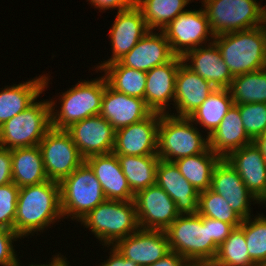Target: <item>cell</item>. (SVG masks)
Returning a JSON list of instances; mask_svg holds the SVG:
<instances>
[{
  "instance_id": "6da1fadb",
  "label": "cell",
  "mask_w": 266,
  "mask_h": 266,
  "mask_svg": "<svg viewBox=\"0 0 266 266\" xmlns=\"http://www.w3.org/2000/svg\"><path fill=\"white\" fill-rule=\"evenodd\" d=\"M61 218L59 182L47 180L19 189L14 232L20 239L38 231L43 232Z\"/></svg>"
},
{
  "instance_id": "7a4b0ae2",
  "label": "cell",
  "mask_w": 266,
  "mask_h": 266,
  "mask_svg": "<svg viewBox=\"0 0 266 266\" xmlns=\"http://www.w3.org/2000/svg\"><path fill=\"white\" fill-rule=\"evenodd\" d=\"M213 42L233 76L265 68L266 24L216 35Z\"/></svg>"
},
{
  "instance_id": "3957f363",
  "label": "cell",
  "mask_w": 266,
  "mask_h": 266,
  "mask_svg": "<svg viewBox=\"0 0 266 266\" xmlns=\"http://www.w3.org/2000/svg\"><path fill=\"white\" fill-rule=\"evenodd\" d=\"M79 222L95 235L102 245L114 246L119 240L136 232L140 226L134 200H105Z\"/></svg>"
},
{
  "instance_id": "277c9868",
  "label": "cell",
  "mask_w": 266,
  "mask_h": 266,
  "mask_svg": "<svg viewBox=\"0 0 266 266\" xmlns=\"http://www.w3.org/2000/svg\"><path fill=\"white\" fill-rule=\"evenodd\" d=\"M100 78L91 81L84 80V82L78 81L79 83L75 87L70 88L62 95L60 94L59 100L62 103L60 110H55L56 102L49 100L52 128L66 130L78 121L100 115L102 97L106 87L105 76Z\"/></svg>"
},
{
  "instance_id": "5b68a950",
  "label": "cell",
  "mask_w": 266,
  "mask_h": 266,
  "mask_svg": "<svg viewBox=\"0 0 266 266\" xmlns=\"http://www.w3.org/2000/svg\"><path fill=\"white\" fill-rule=\"evenodd\" d=\"M161 114L158 128L157 156L165 161L175 160L204 153L209 148L206 138L193 126L188 117Z\"/></svg>"
},
{
  "instance_id": "8992f818",
  "label": "cell",
  "mask_w": 266,
  "mask_h": 266,
  "mask_svg": "<svg viewBox=\"0 0 266 266\" xmlns=\"http://www.w3.org/2000/svg\"><path fill=\"white\" fill-rule=\"evenodd\" d=\"M213 34H225L266 24V5L256 0H202Z\"/></svg>"
},
{
  "instance_id": "52a82bcc",
  "label": "cell",
  "mask_w": 266,
  "mask_h": 266,
  "mask_svg": "<svg viewBox=\"0 0 266 266\" xmlns=\"http://www.w3.org/2000/svg\"><path fill=\"white\" fill-rule=\"evenodd\" d=\"M60 197L63 217L72 216L78 222L106 200L100 182L85 161L60 182Z\"/></svg>"
},
{
  "instance_id": "ba28073f",
  "label": "cell",
  "mask_w": 266,
  "mask_h": 266,
  "mask_svg": "<svg viewBox=\"0 0 266 266\" xmlns=\"http://www.w3.org/2000/svg\"><path fill=\"white\" fill-rule=\"evenodd\" d=\"M51 126L50 101L37 99L0 126V147L14 149L39 145Z\"/></svg>"
},
{
  "instance_id": "9c48e42d",
  "label": "cell",
  "mask_w": 266,
  "mask_h": 266,
  "mask_svg": "<svg viewBox=\"0 0 266 266\" xmlns=\"http://www.w3.org/2000/svg\"><path fill=\"white\" fill-rule=\"evenodd\" d=\"M171 251L186 258L215 259L218 246L210 239L209 225L199 214L179 215L165 230Z\"/></svg>"
},
{
  "instance_id": "30bf717a",
  "label": "cell",
  "mask_w": 266,
  "mask_h": 266,
  "mask_svg": "<svg viewBox=\"0 0 266 266\" xmlns=\"http://www.w3.org/2000/svg\"><path fill=\"white\" fill-rule=\"evenodd\" d=\"M38 146L46 175L52 181L60 183L85 161L66 130L51 128Z\"/></svg>"
},
{
  "instance_id": "8fae6325",
  "label": "cell",
  "mask_w": 266,
  "mask_h": 266,
  "mask_svg": "<svg viewBox=\"0 0 266 266\" xmlns=\"http://www.w3.org/2000/svg\"><path fill=\"white\" fill-rule=\"evenodd\" d=\"M162 32L166 36L175 56L183 57L197 47L213 42V34L204 9L186 10L173 19ZM209 36V37H208ZM210 38V39H208Z\"/></svg>"
},
{
  "instance_id": "7c38bea8",
  "label": "cell",
  "mask_w": 266,
  "mask_h": 266,
  "mask_svg": "<svg viewBox=\"0 0 266 266\" xmlns=\"http://www.w3.org/2000/svg\"><path fill=\"white\" fill-rule=\"evenodd\" d=\"M134 202L142 229L165 231L180 215L173 199L157 184L138 191Z\"/></svg>"
},
{
  "instance_id": "4fadbf2b",
  "label": "cell",
  "mask_w": 266,
  "mask_h": 266,
  "mask_svg": "<svg viewBox=\"0 0 266 266\" xmlns=\"http://www.w3.org/2000/svg\"><path fill=\"white\" fill-rule=\"evenodd\" d=\"M161 114L152 112L147 118L115 132L113 153L116 155H157L158 128Z\"/></svg>"
},
{
  "instance_id": "5bb4252c",
  "label": "cell",
  "mask_w": 266,
  "mask_h": 266,
  "mask_svg": "<svg viewBox=\"0 0 266 266\" xmlns=\"http://www.w3.org/2000/svg\"><path fill=\"white\" fill-rule=\"evenodd\" d=\"M66 131L84 159L113 151L116 130L100 115L78 121Z\"/></svg>"
},
{
  "instance_id": "9a60e30c",
  "label": "cell",
  "mask_w": 266,
  "mask_h": 266,
  "mask_svg": "<svg viewBox=\"0 0 266 266\" xmlns=\"http://www.w3.org/2000/svg\"><path fill=\"white\" fill-rule=\"evenodd\" d=\"M114 247L139 266H150L171 251L164 230L142 228L119 240Z\"/></svg>"
},
{
  "instance_id": "2e32d148",
  "label": "cell",
  "mask_w": 266,
  "mask_h": 266,
  "mask_svg": "<svg viewBox=\"0 0 266 266\" xmlns=\"http://www.w3.org/2000/svg\"><path fill=\"white\" fill-rule=\"evenodd\" d=\"M141 10L136 6L118 11L110 29L112 56L97 66L101 70L105 65L116 62L130 52L140 39L149 32Z\"/></svg>"
},
{
  "instance_id": "e0dca14e",
  "label": "cell",
  "mask_w": 266,
  "mask_h": 266,
  "mask_svg": "<svg viewBox=\"0 0 266 266\" xmlns=\"http://www.w3.org/2000/svg\"><path fill=\"white\" fill-rule=\"evenodd\" d=\"M211 190L221 195L243 220L252 216L249 206L251 201L260 204L225 158L219 161L213 171Z\"/></svg>"
},
{
  "instance_id": "ac0fdd59",
  "label": "cell",
  "mask_w": 266,
  "mask_h": 266,
  "mask_svg": "<svg viewBox=\"0 0 266 266\" xmlns=\"http://www.w3.org/2000/svg\"><path fill=\"white\" fill-rule=\"evenodd\" d=\"M241 177L252 195L266 202V160L254 141L231 152L225 158Z\"/></svg>"
},
{
  "instance_id": "d6986e66",
  "label": "cell",
  "mask_w": 266,
  "mask_h": 266,
  "mask_svg": "<svg viewBox=\"0 0 266 266\" xmlns=\"http://www.w3.org/2000/svg\"><path fill=\"white\" fill-rule=\"evenodd\" d=\"M182 62V57L174 56L169 62L146 72L144 100L152 112L169 114L166 109L169 110V102H174L176 75Z\"/></svg>"
},
{
  "instance_id": "ffe728a7",
  "label": "cell",
  "mask_w": 266,
  "mask_h": 266,
  "mask_svg": "<svg viewBox=\"0 0 266 266\" xmlns=\"http://www.w3.org/2000/svg\"><path fill=\"white\" fill-rule=\"evenodd\" d=\"M151 113L144 99L118 92L106 81L100 116L105 118L115 130L141 121Z\"/></svg>"
},
{
  "instance_id": "44dd1931",
  "label": "cell",
  "mask_w": 266,
  "mask_h": 266,
  "mask_svg": "<svg viewBox=\"0 0 266 266\" xmlns=\"http://www.w3.org/2000/svg\"><path fill=\"white\" fill-rule=\"evenodd\" d=\"M156 184L173 199L180 215L198 214L199 192L186 180L174 162L159 160Z\"/></svg>"
},
{
  "instance_id": "7402d4cb",
  "label": "cell",
  "mask_w": 266,
  "mask_h": 266,
  "mask_svg": "<svg viewBox=\"0 0 266 266\" xmlns=\"http://www.w3.org/2000/svg\"><path fill=\"white\" fill-rule=\"evenodd\" d=\"M182 60L188 68L209 81L216 89H228L230 87L234 76L223 61L214 42H208L206 47L200 46L187 52Z\"/></svg>"
},
{
  "instance_id": "603a6c76",
  "label": "cell",
  "mask_w": 266,
  "mask_h": 266,
  "mask_svg": "<svg viewBox=\"0 0 266 266\" xmlns=\"http://www.w3.org/2000/svg\"><path fill=\"white\" fill-rule=\"evenodd\" d=\"M101 184L107 200L132 201V192L115 153L93 155L85 159Z\"/></svg>"
},
{
  "instance_id": "cb8c5ba5",
  "label": "cell",
  "mask_w": 266,
  "mask_h": 266,
  "mask_svg": "<svg viewBox=\"0 0 266 266\" xmlns=\"http://www.w3.org/2000/svg\"><path fill=\"white\" fill-rule=\"evenodd\" d=\"M215 89L182 62L176 75L174 104L177 114L171 115L189 117Z\"/></svg>"
},
{
  "instance_id": "d4e9b609",
  "label": "cell",
  "mask_w": 266,
  "mask_h": 266,
  "mask_svg": "<svg viewBox=\"0 0 266 266\" xmlns=\"http://www.w3.org/2000/svg\"><path fill=\"white\" fill-rule=\"evenodd\" d=\"M150 30L135 47L125 54L118 62L121 65L148 72L155 66L169 62L175 55L162 31L153 33Z\"/></svg>"
},
{
  "instance_id": "484cf974",
  "label": "cell",
  "mask_w": 266,
  "mask_h": 266,
  "mask_svg": "<svg viewBox=\"0 0 266 266\" xmlns=\"http://www.w3.org/2000/svg\"><path fill=\"white\" fill-rule=\"evenodd\" d=\"M49 80L47 75L39 76L0 91V126L28 108L45 91Z\"/></svg>"
},
{
  "instance_id": "4316f807",
  "label": "cell",
  "mask_w": 266,
  "mask_h": 266,
  "mask_svg": "<svg viewBox=\"0 0 266 266\" xmlns=\"http://www.w3.org/2000/svg\"><path fill=\"white\" fill-rule=\"evenodd\" d=\"M208 138L209 149L221 158L253 142L244 130L239 109L235 105Z\"/></svg>"
},
{
  "instance_id": "83f0119b",
  "label": "cell",
  "mask_w": 266,
  "mask_h": 266,
  "mask_svg": "<svg viewBox=\"0 0 266 266\" xmlns=\"http://www.w3.org/2000/svg\"><path fill=\"white\" fill-rule=\"evenodd\" d=\"M11 159L12 181L19 188L49 180L38 145L11 149Z\"/></svg>"
},
{
  "instance_id": "f1b7e54d",
  "label": "cell",
  "mask_w": 266,
  "mask_h": 266,
  "mask_svg": "<svg viewBox=\"0 0 266 266\" xmlns=\"http://www.w3.org/2000/svg\"><path fill=\"white\" fill-rule=\"evenodd\" d=\"M221 159L208 148L204 153L182 157L174 163L186 180L201 192L211 189L213 171Z\"/></svg>"
},
{
  "instance_id": "f546056e",
  "label": "cell",
  "mask_w": 266,
  "mask_h": 266,
  "mask_svg": "<svg viewBox=\"0 0 266 266\" xmlns=\"http://www.w3.org/2000/svg\"><path fill=\"white\" fill-rule=\"evenodd\" d=\"M117 157L134 194L156 184L157 167L160 160L157 155H117Z\"/></svg>"
},
{
  "instance_id": "4dcf8cb0",
  "label": "cell",
  "mask_w": 266,
  "mask_h": 266,
  "mask_svg": "<svg viewBox=\"0 0 266 266\" xmlns=\"http://www.w3.org/2000/svg\"><path fill=\"white\" fill-rule=\"evenodd\" d=\"M233 105L229 89H215L188 118L208 130L209 137Z\"/></svg>"
},
{
  "instance_id": "1f68e13d",
  "label": "cell",
  "mask_w": 266,
  "mask_h": 266,
  "mask_svg": "<svg viewBox=\"0 0 266 266\" xmlns=\"http://www.w3.org/2000/svg\"><path fill=\"white\" fill-rule=\"evenodd\" d=\"M107 84L114 90L131 97L144 99L147 75L145 71L121 65L118 61L105 65Z\"/></svg>"
},
{
  "instance_id": "d6a6232c",
  "label": "cell",
  "mask_w": 266,
  "mask_h": 266,
  "mask_svg": "<svg viewBox=\"0 0 266 266\" xmlns=\"http://www.w3.org/2000/svg\"><path fill=\"white\" fill-rule=\"evenodd\" d=\"M190 0H135L149 30L162 31L173 19L185 12Z\"/></svg>"
},
{
  "instance_id": "836d02e7",
  "label": "cell",
  "mask_w": 266,
  "mask_h": 266,
  "mask_svg": "<svg viewBox=\"0 0 266 266\" xmlns=\"http://www.w3.org/2000/svg\"><path fill=\"white\" fill-rule=\"evenodd\" d=\"M228 89L234 105L266 103V69L234 76Z\"/></svg>"
},
{
  "instance_id": "e575fe53",
  "label": "cell",
  "mask_w": 266,
  "mask_h": 266,
  "mask_svg": "<svg viewBox=\"0 0 266 266\" xmlns=\"http://www.w3.org/2000/svg\"><path fill=\"white\" fill-rule=\"evenodd\" d=\"M215 262L218 266H257L249 257L244 231L234 228L218 247Z\"/></svg>"
},
{
  "instance_id": "d590c367",
  "label": "cell",
  "mask_w": 266,
  "mask_h": 266,
  "mask_svg": "<svg viewBox=\"0 0 266 266\" xmlns=\"http://www.w3.org/2000/svg\"><path fill=\"white\" fill-rule=\"evenodd\" d=\"M198 214L229 223L234 228L239 227L243 221L225 199L211 189L199 192Z\"/></svg>"
},
{
  "instance_id": "8d00e7d4",
  "label": "cell",
  "mask_w": 266,
  "mask_h": 266,
  "mask_svg": "<svg viewBox=\"0 0 266 266\" xmlns=\"http://www.w3.org/2000/svg\"><path fill=\"white\" fill-rule=\"evenodd\" d=\"M258 215L253 220L246 218L239 227L244 231L250 259L262 266L266 261V216Z\"/></svg>"
},
{
  "instance_id": "74e56055",
  "label": "cell",
  "mask_w": 266,
  "mask_h": 266,
  "mask_svg": "<svg viewBox=\"0 0 266 266\" xmlns=\"http://www.w3.org/2000/svg\"><path fill=\"white\" fill-rule=\"evenodd\" d=\"M240 112L245 132L255 141L266 131V103L235 105Z\"/></svg>"
},
{
  "instance_id": "f35d334b",
  "label": "cell",
  "mask_w": 266,
  "mask_h": 266,
  "mask_svg": "<svg viewBox=\"0 0 266 266\" xmlns=\"http://www.w3.org/2000/svg\"><path fill=\"white\" fill-rule=\"evenodd\" d=\"M19 187L13 182L0 186V227L14 231Z\"/></svg>"
},
{
  "instance_id": "ab89813d",
  "label": "cell",
  "mask_w": 266,
  "mask_h": 266,
  "mask_svg": "<svg viewBox=\"0 0 266 266\" xmlns=\"http://www.w3.org/2000/svg\"><path fill=\"white\" fill-rule=\"evenodd\" d=\"M20 238L14 231L0 227V265L14 266L18 258L12 243Z\"/></svg>"
},
{
  "instance_id": "60d3db41",
  "label": "cell",
  "mask_w": 266,
  "mask_h": 266,
  "mask_svg": "<svg viewBox=\"0 0 266 266\" xmlns=\"http://www.w3.org/2000/svg\"><path fill=\"white\" fill-rule=\"evenodd\" d=\"M205 225H209L210 239L219 247L228 237L234 227L216 219L205 217Z\"/></svg>"
},
{
  "instance_id": "b9f144b4",
  "label": "cell",
  "mask_w": 266,
  "mask_h": 266,
  "mask_svg": "<svg viewBox=\"0 0 266 266\" xmlns=\"http://www.w3.org/2000/svg\"><path fill=\"white\" fill-rule=\"evenodd\" d=\"M12 181L11 149L0 147V186Z\"/></svg>"
},
{
  "instance_id": "7bdbcfd3",
  "label": "cell",
  "mask_w": 266,
  "mask_h": 266,
  "mask_svg": "<svg viewBox=\"0 0 266 266\" xmlns=\"http://www.w3.org/2000/svg\"><path fill=\"white\" fill-rule=\"evenodd\" d=\"M90 1L91 5H94L95 8H99L107 10V9H115L117 8L118 11H123L126 9L131 8L135 5V0H88Z\"/></svg>"
},
{
  "instance_id": "ee69618b",
  "label": "cell",
  "mask_w": 266,
  "mask_h": 266,
  "mask_svg": "<svg viewBox=\"0 0 266 266\" xmlns=\"http://www.w3.org/2000/svg\"><path fill=\"white\" fill-rule=\"evenodd\" d=\"M110 256L107 261H104L99 266H139L133 261L125 258L114 246L110 248Z\"/></svg>"
},
{
  "instance_id": "f6af8a7d",
  "label": "cell",
  "mask_w": 266,
  "mask_h": 266,
  "mask_svg": "<svg viewBox=\"0 0 266 266\" xmlns=\"http://www.w3.org/2000/svg\"><path fill=\"white\" fill-rule=\"evenodd\" d=\"M184 259L185 258L183 256H180L175 251H170L163 258L159 259L150 266H181Z\"/></svg>"
},
{
  "instance_id": "bcb514c9",
  "label": "cell",
  "mask_w": 266,
  "mask_h": 266,
  "mask_svg": "<svg viewBox=\"0 0 266 266\" xmlns=\"http://www.w3.org/2000/svg\"><path fill=\"white\" fill-rule=\"evenodd\" d=\"M181 266H218L215 259L209 258H186Z\"/></svg>"
},
{
  "instance_id": "7dc6e473",
  "label": "cell",
  "mask_w": 266,
  "mask_h": 266,
  "mask_svg": "<svg viewBox=\"0 0 266 266\" xmlns=\"http://www.w3.org/2000/svg\"><path fill=\"white\" fill-rule=\"evenodd\" d=\"M65 257L63 256H59V254H57V255H55V257L53 256V258H52V261L51 262H49V264L47 265V264H40V265H33V264H31L30 266H59L65 259H64ZM20 260L18 259L17 261H16V263L14 264V266H20V262H19Z\"/></svg>"
},
{
  "instance_id": "c3c4849f",
  "label": "cell",
  "mask_w": 266,
  "mask_h": 266,
  "mask_svg": "<svg viewBox=\"0 0 266 266\" xmlns=\"http://www.w3.org/2000/svg\"><path fill=\"white\" fill-rule=\"evenodd\" d=\"M254 143L260 148L264 159L266 160V131L261 134L255 141Z\"/></svg>"
},
{
  "instance_id": "681fc988",
  "label": "cell",
  "mask_w": 266,
  "mask_h": 266,
  "mask_svg": "<svg viewBox=\"0 0 266 266\" xmlns=\"http://www.w3.org/2000/svg\"><path fill=\"white\" fill-rule=\"evenodd\" d=\"M67 258H65V260L59 265V266H71L69 265V261L66 260Z\"/></svg>"
}]
</instances>
